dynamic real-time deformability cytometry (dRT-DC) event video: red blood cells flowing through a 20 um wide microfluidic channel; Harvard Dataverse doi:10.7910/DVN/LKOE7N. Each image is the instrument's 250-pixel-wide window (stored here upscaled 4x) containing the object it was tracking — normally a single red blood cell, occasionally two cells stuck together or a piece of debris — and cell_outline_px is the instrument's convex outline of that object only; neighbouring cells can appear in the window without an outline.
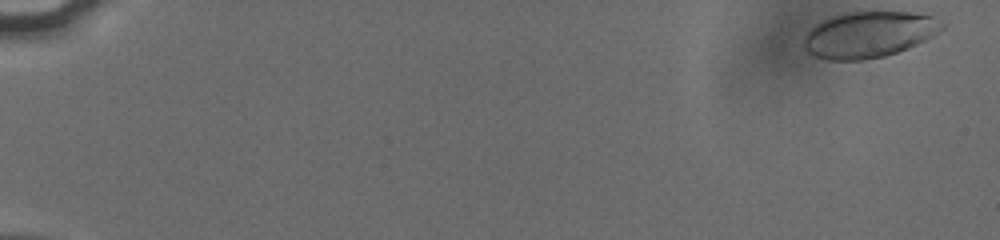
{"species": "human", "species_latin": "Homo sapiens", "temperature_condition": "cold", "stored_images_in_passage": 55, "camera_frame_rate_fps": 3000, "um_per_image_px": 0.085, "donor": {"sex": "male"}, "frame": {"image": 1, "passage_image": 1, "time_ms": 0.0, "image_size_px": [1000, 240], "cell_outline_px": [[944, 28], [932, 36], [908, 48], [884, 56], [864, 60], [828, 60], [816, 56], [808, 52], [804, 48], [804, 36], [812, 28], [836, 16], [848, 12], [908, 12], [932, 16], [944, 24]], "centroid_in_image_um": [73.88, 2.95], "position_along_channel_um": 11.1, "area_um2": 36.41}}
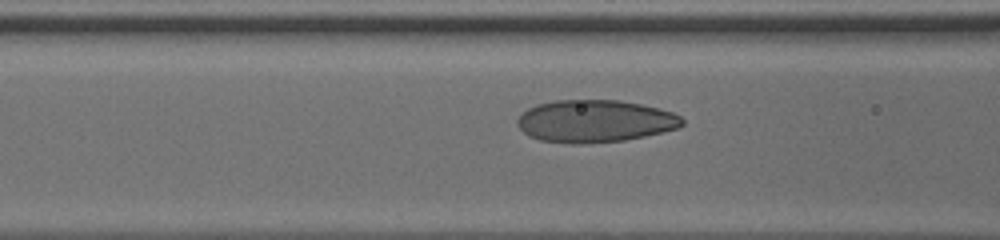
{"frame": {"image": 2, "passage_image": 24, "time_ms": 7.667, "image_size_px": [1000, 240], "cell_outline_px": [[684, 124], [676, 128], [644, 136], [624, 140], [580, 144], [572, 144], [540, 140], [528, 136], [516, 124], [516, 120], [528, 108], [536, 104], [556, 100], [620, 100], [640, 104], [672, 112], [680, 116], [684, 120]], "centroid_in_image_um": [50.53, 10.29], "position_along_channel_um": 116.1, "area_um2": 40.58}}
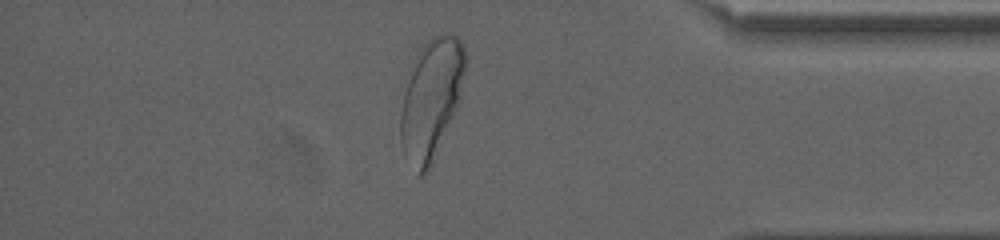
{"frame": {"image": 3, "passage_image": 48, "time_ms": 15.667, "image_size_px": [1000, 240], "cell_outline_px": [[464, 72], [460, 100], [432, 164], [428, 172], [420, 176], [404, 156], [400, 144], [400, 116], [404, 96], [416, 56], [424, 44], [432, 36], [444, 32], [448, 32], [456, 36], [464, 44]], "centroid_in_image_um": [36.66, 8.43], "position_along_channel_um": 398.5, "area_um2": 44.62}, "authors_computed_cell_mechanics": {"area_um2": 38.8994, "velocity_mm_per_s": 3.8006, "shape_relaxation_time_tau1_ms": 3.5652, "shape_relaxation_time_tau2_ms": null, "deformation_change_tau1": 0.1521, "deformation_change_tau2": null}}